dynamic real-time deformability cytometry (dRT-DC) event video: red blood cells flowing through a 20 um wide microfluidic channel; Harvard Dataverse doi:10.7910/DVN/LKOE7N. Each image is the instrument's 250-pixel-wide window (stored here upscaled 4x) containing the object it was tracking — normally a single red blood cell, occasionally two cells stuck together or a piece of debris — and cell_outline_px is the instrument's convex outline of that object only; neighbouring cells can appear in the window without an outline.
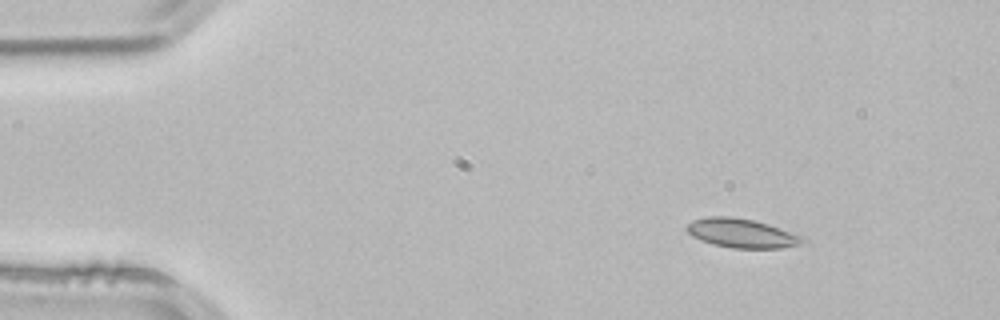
{"species": "common noctule bat (a hibernating species)", "species_latin": "Nyctalus noctula", "temperature_condition": "room temperature", "stored_images_in_passage": 3, "camera_frame_rate_fps": 3000, "um_per_image_px": 0.085, "animal": {"sex": "male", "body_mass_g": 21.5, "forearm_length_mm": 52.0}, "frame": {"image": 1, "passage_image": 1, "time_ms": 0.0, "image_size_px": [1000, 320], "cell_outline_px": [[808, 240], [800, 244], [780, 248], [732, 248], [712, 244], [700, 240], [692, 236], [684, 228], [692, 220], [708, 216], [732, 216], [752, 220], [768, 224], [800, 236]], "centroid_in_image_um": [62.98, 19.82], "position_along_channel_um": 22.0, "area_um2": 19.54}}
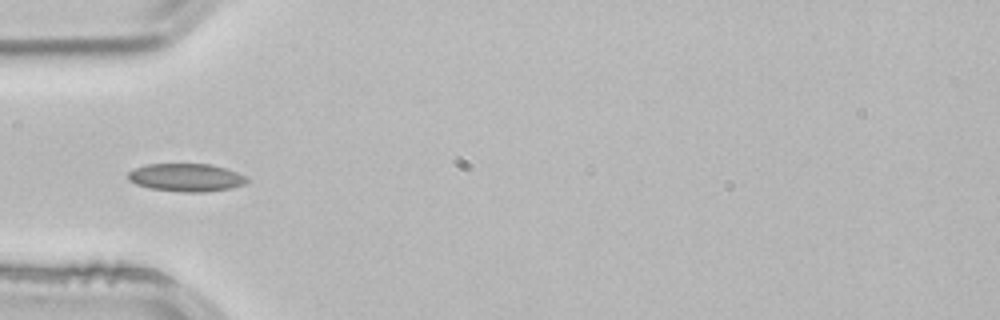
{"frame": {"image": 2, "passage_image": 3, "time_ms": 0.667, "image_size_px": [1000, 320], "cell_outline_px": [[248, 180], [244, 184], [228, 188], [204, 192], [184, 192], [152, 188], [136, 184], [128, 180], [128, 172], [132, 168], [144, 164], [212, 164], [236, 172], [244, 176]], "centroid_in_image_um": [15.76, 15.07], "position_along_channel_um": 69.2, "area_um2": 19.19}}